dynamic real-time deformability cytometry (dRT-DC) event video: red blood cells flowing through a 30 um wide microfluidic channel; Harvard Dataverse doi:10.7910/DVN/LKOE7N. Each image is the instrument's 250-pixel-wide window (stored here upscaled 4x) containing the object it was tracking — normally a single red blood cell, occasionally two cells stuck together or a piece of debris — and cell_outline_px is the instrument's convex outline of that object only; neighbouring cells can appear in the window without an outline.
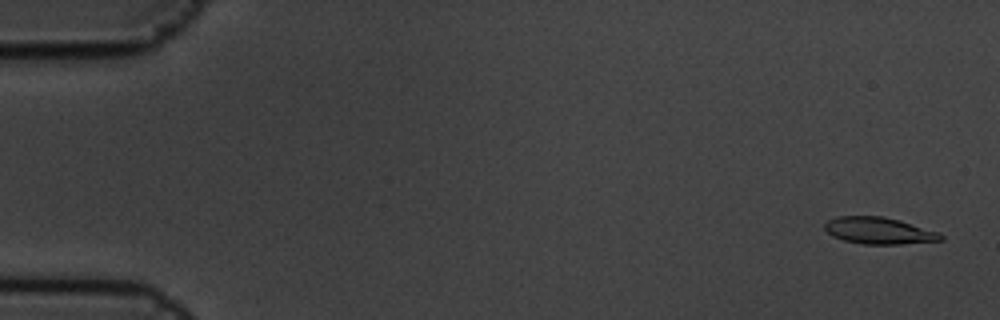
{"species": "common noctule bat (a hibernating species)", "species_latin": "Nyctalus noctula", "temperature_condition": "cold", "stored_images_in_passage": 6, "camera_frame_rate_fps": 3000, "um_per_image_px": 0.085, "animal": {"sex": "male", "body_mass_g": 19.5, "forearm_length_mm": 54.6}, "frame": {"image": 1, "passage_image": 1, "time_ms": 0.0, "image_size_px": [1000, 320], "cell_outline_px": [[944, 240], [900, 244], [864, 244], [844, 240], [832, 236], [824, 228], [824, 224], [828, 220], [836, 216], [884, 216], [900, 220], [940, 232], [944, 236]], "centroid_in_image_um": [74.73, 19.6], "position_along_channel_um": 10.3, "area_um2": 18.21}}